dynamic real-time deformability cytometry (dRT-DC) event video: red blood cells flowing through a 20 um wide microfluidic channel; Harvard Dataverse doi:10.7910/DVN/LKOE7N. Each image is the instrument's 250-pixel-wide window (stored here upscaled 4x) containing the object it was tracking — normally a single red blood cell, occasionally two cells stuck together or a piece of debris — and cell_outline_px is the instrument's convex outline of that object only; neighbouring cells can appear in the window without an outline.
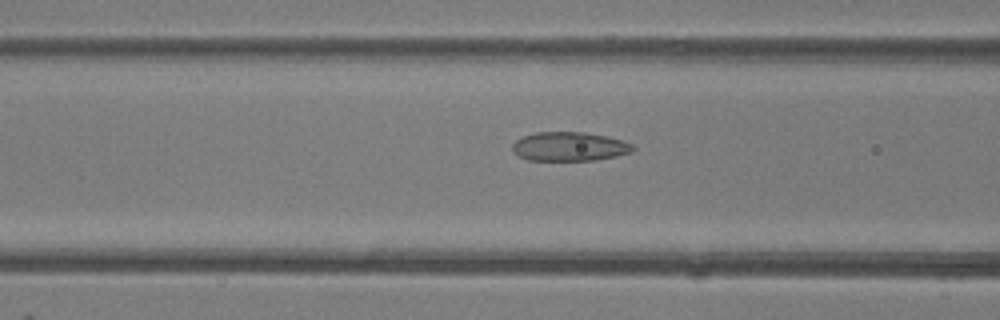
{"species": "common noctule bat (a hibernating species)", "species_latin": "Nyctalus noctula", "temperature_condition": "room temperature", "stored_images_in_passage": 36, "camera_frame_rate_fps": 3000, "um_per_image_px": 0.085, "animal": {"sex": "female"}, "frame": {"image": 1, "passage_image": 15, "time_ms": 4.667, "image_size_px": [1000, 320], "cell_outline_px": [[636, 148], [632, 152], [616, 156], [596, 160], [528, 160], [512, 152], [512, 144], [516, 140], [524, 136], [536, 132], [584, 132], [608, 136], [632, 144]], "centroid_in_image_um": [48.41, 12.45], "position_along_channel_um": 118.2, "area_um2": 20.4}}
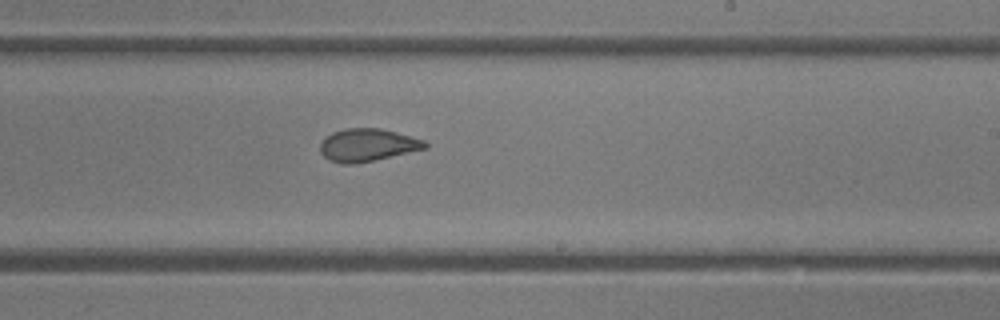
{"frame": {"image": 2, "passage_image": 25, "time_ms": 8.0, "image_size_px": [1000, 320], "cell_outline_px": [[428, 148], [372, 160], [352, 164], [340, 164], [328, 160], [320, 152], [320, 144], [332, 132], [344, 128], [380, 128], [396, 132], [424, 140], [428, 144]], "centroid_in_image_um": [31.22, 12.32], "position_along_channel_um": 257.8, "area_um2": 19.83}}
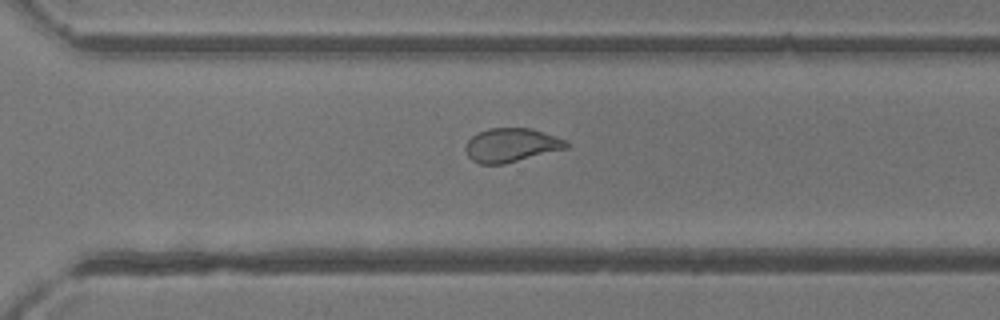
{"frame": {"image": 3, "passage_image": 30, "time_ms": 9.667, "image_size_px": [1000, 320], "cell_outline_px": [[568, 148], [504, 164], [480, 164], [472, 160], [468, 156], [464, 148], [468, 140], [472, 136], [488, 128], [532, 128], [568, 140]], "centroid_in_image_um": [43.47, 12.33], "position_along_channel_um": 327.1, "area_um2": 19.94}}